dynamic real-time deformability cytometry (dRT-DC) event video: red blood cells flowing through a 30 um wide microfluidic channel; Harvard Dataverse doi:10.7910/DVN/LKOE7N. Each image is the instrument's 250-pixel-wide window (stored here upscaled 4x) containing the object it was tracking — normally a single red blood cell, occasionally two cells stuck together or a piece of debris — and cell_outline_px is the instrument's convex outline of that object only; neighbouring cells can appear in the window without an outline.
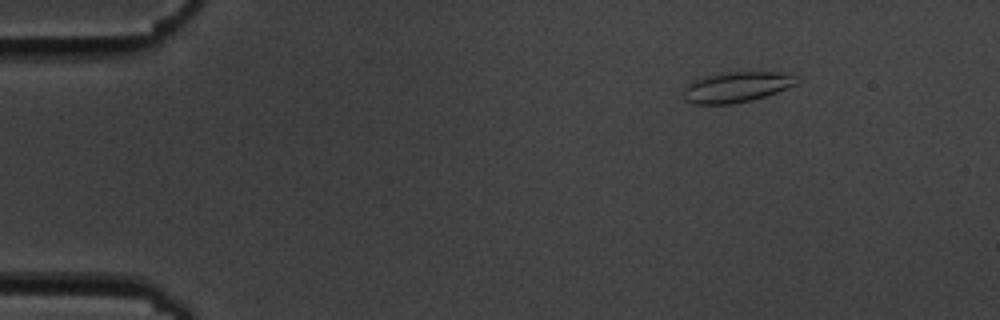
{"species": "common noctule bat (a hibernating species)", "species_latin": "Nyctalus noctula", "temperature_condition": "cold", "stored_images_in_passage": 49, "camera_frame_rate_fps": 3000, "um_per_image_px": 0.085, "animal": {"sex": "male", "body_mass_g": 19.5, "forearm_length_mm": 54.6}, "frame": {"image": 1, "passage_image": 1, "time_ms": 0.0, "image_size_px": [1000, 320], "cell_outline_px": [[796, 84], [776, 92], [752, 100], [732, 104], [692, 104], [684, 100], [684, 88], [692, 80], [708, 76], [728, 72], [780, 72], [788, 76]], "centroid_in_image_um": [62.48, 7.42], "position_along_channel_um": 22.5, "area_um2": 19.54}}
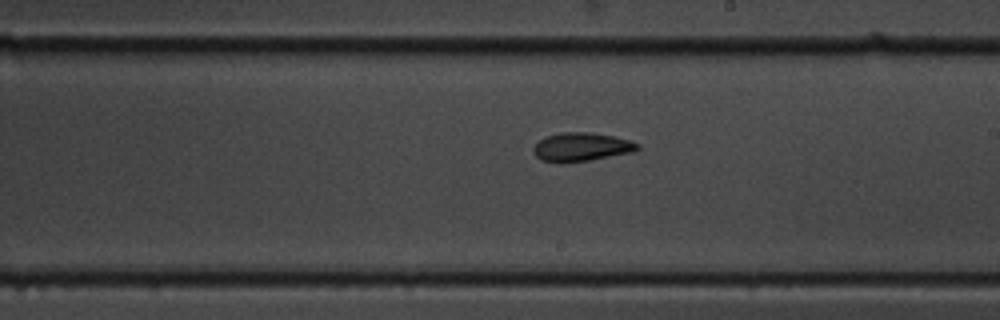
{"frame": {"image": 2, "passage_image": 26, "time_ms": 8.333, "image_size_px": [1000, 320], "cell_outline_px": [[640, 148], [632, 152], [588, 160], [540, 160], [532, 152], [532, 148], [544, 136], [560, 132], [588, 132], [612, 136], [632, 140], [640, 144]], "centroid_in_image_um": [49.44, 12.45], "position_along_channel_um": 239.6, "area_um2": 16.88}}
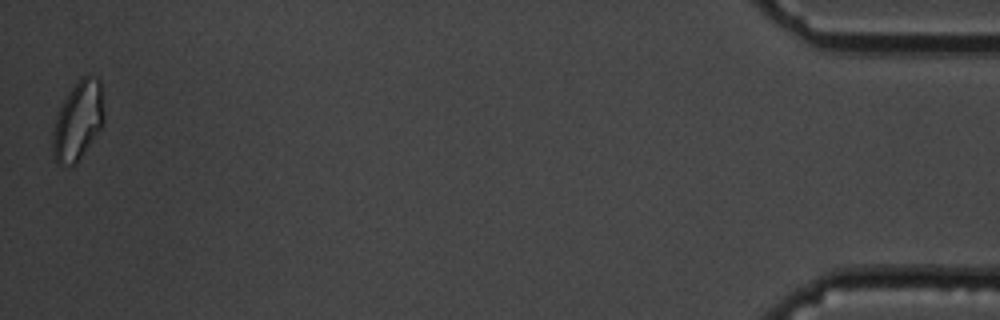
{"frame": {"image": 3, "passage_image": 49, "time_ms": 16.0, "image_size_px": [1000, 320], "cell_outline_px": [[104, 120], [100, 128], [76, 164], [56, 164], [52, 156], [52, 132], [56, 116], [68, 92], [84, 76], [96, 76], [100, 80], [104, 112]], "centroid_in_image_um": [6.61, 10.28], "position_along_channel_um": 428.6, "area_um2": 23.29}, "authors_computed_cell_mechanics": {"area_um2": 17.7446, "velocity_mm_per_s": 3.6048, "shape_relaxation_time_tau1_ms": null, "shape_relaxation_time_tau2_ms": 3.0742, "deformation_change_tau1": null, "deformation_change_tau2": 0.0744}}